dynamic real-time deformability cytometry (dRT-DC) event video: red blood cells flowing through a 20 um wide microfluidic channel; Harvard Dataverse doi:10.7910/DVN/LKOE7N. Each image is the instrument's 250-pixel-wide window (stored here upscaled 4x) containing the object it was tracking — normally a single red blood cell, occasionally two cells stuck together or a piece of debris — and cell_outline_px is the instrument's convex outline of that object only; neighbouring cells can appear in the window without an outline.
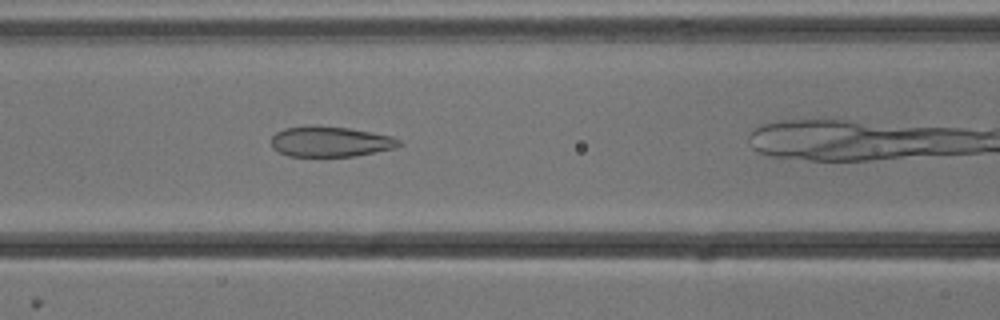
{"species": "common noctule bat (a hibernating species)", "species_latin": "Nyctalus noctula", "temperature_condition": "cold", "stored_images_in_passage": 37, "camera_frame_rate_fps": 3000, "um_per_image_px": 0.085, "animal": {"sex": "male", "body_mass_g": 13.3}, "frame": {"image": 1, "passage_image": 17, "time_ms": 5.333, "image_size_px": [1000, 320], "cell_outline_px": [[404, 144], [396, 148], [356, 156], [288, 156], [272, 148], [272, 136], [276, 132], [284, 128], [348, 128], [372, 132], [392, 136], [400, 140]], "centroid_in_image_um": [28.15, 12.08], "position_along_channel_um": 138.4, "area_um2": 22.02}}
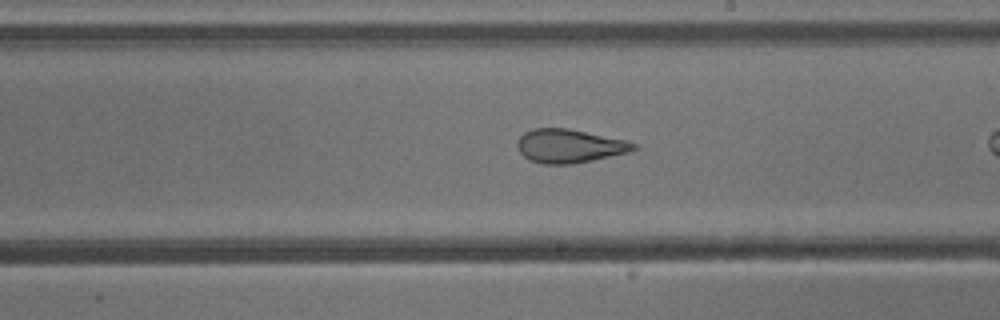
{"frame": {"image": 2, "passage_image": 25, "time_ms": 8.0, "image_size_px": [1000, 320], "cell_outline_px": [[640, 148], [632, 152], [572, 164], [544, 164], [532, 160], [524, 156], [520, 152], [516, 144], [520, 136], [524, 132], [532, 128], [568, 128], [628, 140], [640, 144]], "centroid_in_image_um": [48.48, 12.4], "position_along_channel_um": 240.5, "area_um2": 23.12}}
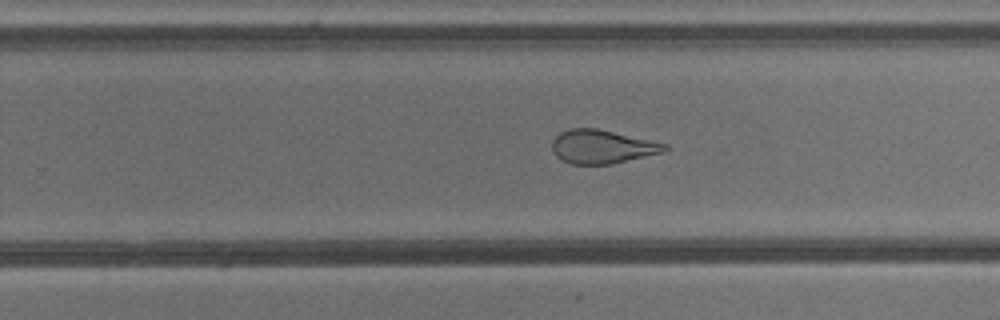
{"frame": {"image": 3, "passage_image": 28, "time_ms": 9.0, "image_size_px": [1000, 320], "cell_outline_px": [[672, 148], [664, 152], [612, 164], [572, 164], [556, 156], [552, 152], [552, 140], [560, 132], [568, 128], [596, 128], [668, 144]], "centroid_in_image_um": [51.2, 12.47], "position_along_channel_um": 278.6, "area_um2": 22.14}}